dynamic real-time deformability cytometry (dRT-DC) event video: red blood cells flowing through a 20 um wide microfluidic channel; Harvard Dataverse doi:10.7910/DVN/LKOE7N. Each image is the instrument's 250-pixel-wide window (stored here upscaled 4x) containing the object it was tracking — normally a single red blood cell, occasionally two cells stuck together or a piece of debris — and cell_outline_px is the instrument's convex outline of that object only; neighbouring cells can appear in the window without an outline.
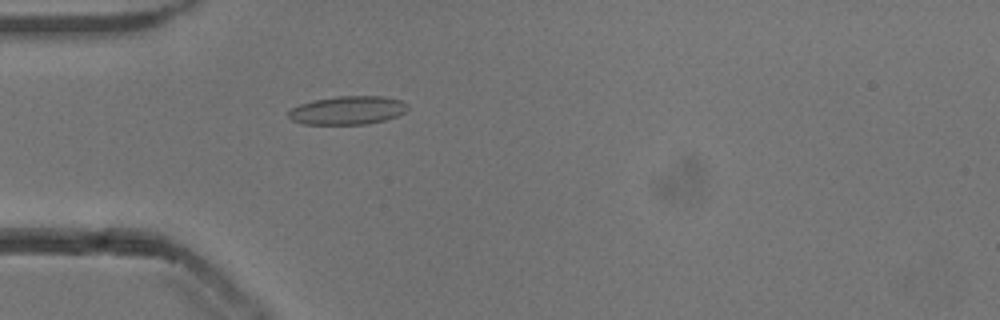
{"species": "common noctule bat (a hibernating species)", "species_latin": "Nyctalus noctula", "temperature_condition": "cold", "stored_images_in_passage": 43, "camera_frame_rate_fps": 3000, "um_per_image_px": 0.085, "animal": {"sex": "male", "body_mass_g": 13.3}, "frame": {"image": 1, "passage_image": 5, "time_ms": 1.333, "image_size_px": [1000, 320], "cell_outline_px": [[408, 108], [404, 112], [396, 116], [384, 120], [368, 124], [304, 124], [292, 120], [288, 116], [288, 112], [292, 108], [300, 104], [312, 100], [336, 96], [384, 96], [400, 100], [408, 104]], "centroid_in_image_um": [29.54, 9.37], "position_along_channel_um": 55.5, "area_um2": 19.77}}
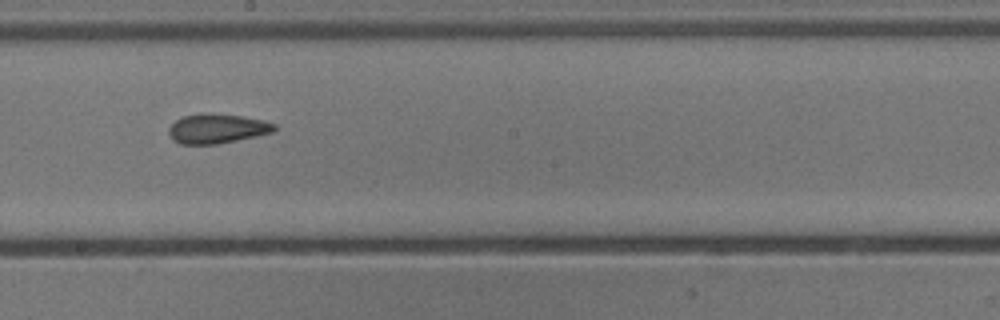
{"frame": {"image": 2, "passage_image": 19, "time_ms": 6.0, "image_size_px": [1000, 320], "cell_outline_px": [[276, 128], [272, 132], [256, 136], [216, 144], [180, 144], [172, 140], [168, 132], [168, 128], [176, 120], [184, 116], [200, 112], [212, 112], [244, 116], [264, 120], [276, 124]], "centroid_in_image_um": [18.43, 10.91], "position_along_channel_um": 229.8, "area_um2": 18.44}}
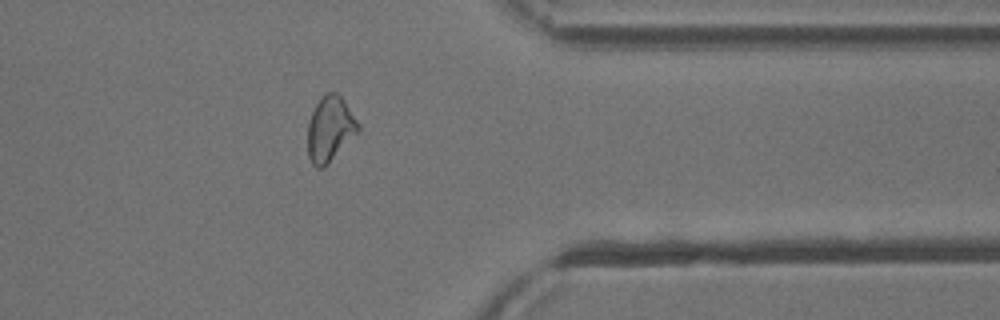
{"frame": {"image": 3, "passage_image": 32, "time_ms": 10.333, "image_size_px": [1000, 320], "cell_outline_px": [[360, 132], [324, 168], [316, 168], [312, 164], [308, 156], [308, 120], [316, 104], [324, 92], [336, 92], [340, 96], [360, 124]], "centroid_in_image_um": [28.06, 10.98], "position_along_channel_um": 383.3, "area_um2": 19.42}, "authors_computed_cell_mechanics": {"area_um2": 18.6694, "velocity_mm_per_s": 3.833, "shape_relaxation_time_tau1_ms": null, "shape_relaxation_time_tau2_ms": 1.3133, "deformation_change_tau1": null, "deformation_change_tau2": 0.0871}}